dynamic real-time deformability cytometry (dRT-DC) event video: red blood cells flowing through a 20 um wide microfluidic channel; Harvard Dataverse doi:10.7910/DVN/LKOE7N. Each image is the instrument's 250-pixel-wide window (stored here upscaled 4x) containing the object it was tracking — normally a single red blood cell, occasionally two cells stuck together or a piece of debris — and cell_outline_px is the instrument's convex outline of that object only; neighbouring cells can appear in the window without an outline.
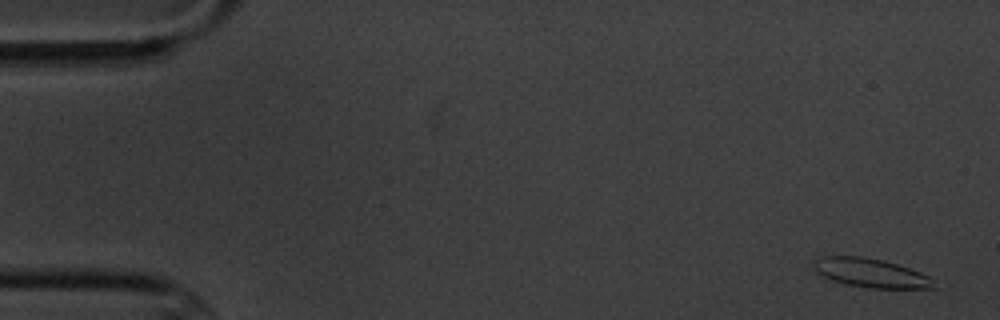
{"species": "common noctule bat (a hibernating species)", "species_latin": "Nyctalus noctula", "temperature_condition": "cold", "stored_images_in_passage": 6, "camera_frame_rate_fps": 3000, "um_per_image_px": 0.085, "animal": {"sex": "male", "body_mass_g": 20.1, "forearm_length_mm": 53.5}, "frame": {"image": 1, "passage_image": 1, "time_ms": 0.0, "image_size_px": [1000, 320], "cell_outline_px": [[940, 288], [868, 288], [848, 284], [832, 280], [816, 272], [812, 268], [812, 260], [820, 256], [864, 256], [884, 260], [920, 272], [936, 280]], "centroid_in_image_um": [74.03, 23.19], "position_along_channel_um": 11.0, "area_um2": 20.58}}